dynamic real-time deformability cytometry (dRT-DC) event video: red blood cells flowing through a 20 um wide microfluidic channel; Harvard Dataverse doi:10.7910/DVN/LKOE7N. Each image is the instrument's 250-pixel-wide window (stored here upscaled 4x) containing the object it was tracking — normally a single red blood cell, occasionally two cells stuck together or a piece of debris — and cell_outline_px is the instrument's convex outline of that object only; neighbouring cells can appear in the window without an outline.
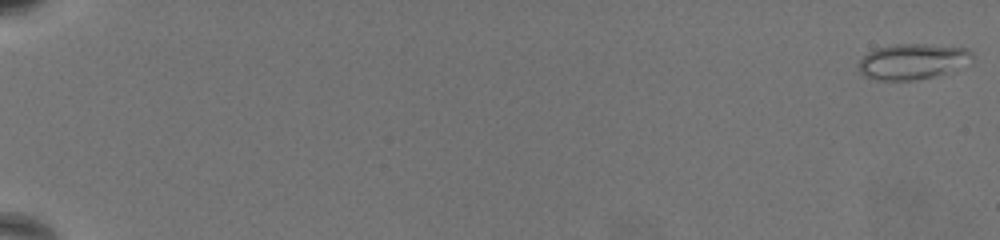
{"species": "common noctule bat (a hibernating species)", "species_latin": "Nyctalus noctula", "temperature_condition": "warm", "stored_images_in_passage": 69, "camera_frame_rate_fps": 3000, "um_per_image_px": 0.085, "animal": {"sex": "female", "body_mass_g": 19.5, "forearm_length_mm": 54.1}, "frame": {"image": 1, "passage_image": 1, "time_ms": 0.0, "image_size_px": [1000, 240], "cell_outline_px": [[972, 56], [944, 72], [932, 76], [916, 80], [876, 80], [864, 76], [860, 72], [860, 60], [868, 52], [876, 48], [896, 44], [924, 44], [968, 48], [972, 52]], "centroid_in_image_um": [77.44, 5.21], "position_along_channel_um": 7.6, "area_um2": 22.66}}
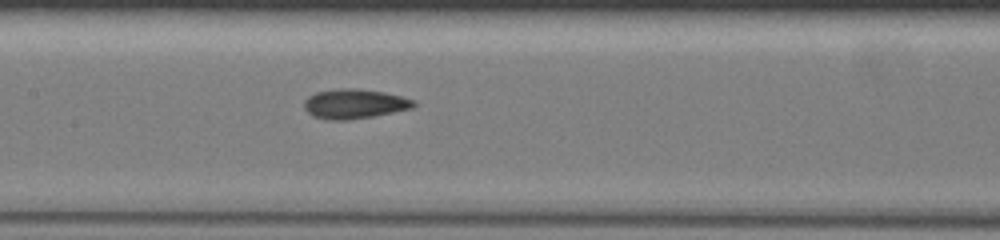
{"frame": {"image": 2, "passage_image": 38, "time_ms": 12.333, "image_size_px": [1000, 240], "cell_outline_px": [[416, 104], [412, 108], [372, 116], [348, 120], [328, 120], [312, 116], [304, 108], [304, 100], [308, 96], [316, 92], [340, 88], [360, 88], [384, 92], [416, 100]], "centroid_in_image_um": [30.11, 8.82], "position_along_channel_um": 177.3, "area_um2": 18.96}}
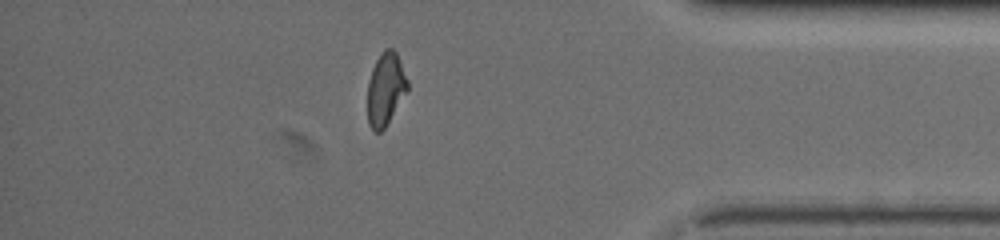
{"frame": {"image": 3, "passage_image": 61, "time_ms": 20.0, "image_size_px": [1000, 240], "cell_outline_px": [[408, 92], [384, 128], [380, 132], [372, 132], [368, 124], [368, 80], [372, 68], [376, 60], [384, 48], [392, 48], [396, 52], [408, 80]], "centroid_in_image_um": [32.77, 7.58], "position_along_channel_um": 402.4, "area_um2": 17.11}, "authors_computed_cell_mechanics": {"area_um2": 18.4382, "velocity_mm_per_s": 3.2359, "shape_relaxation_time_tau1_ms": null, "shape_relaxation_time_tau2_ms": 1.7349, "deformation_change_tau1": null, "deformation_change_tau2": 0.0823}}